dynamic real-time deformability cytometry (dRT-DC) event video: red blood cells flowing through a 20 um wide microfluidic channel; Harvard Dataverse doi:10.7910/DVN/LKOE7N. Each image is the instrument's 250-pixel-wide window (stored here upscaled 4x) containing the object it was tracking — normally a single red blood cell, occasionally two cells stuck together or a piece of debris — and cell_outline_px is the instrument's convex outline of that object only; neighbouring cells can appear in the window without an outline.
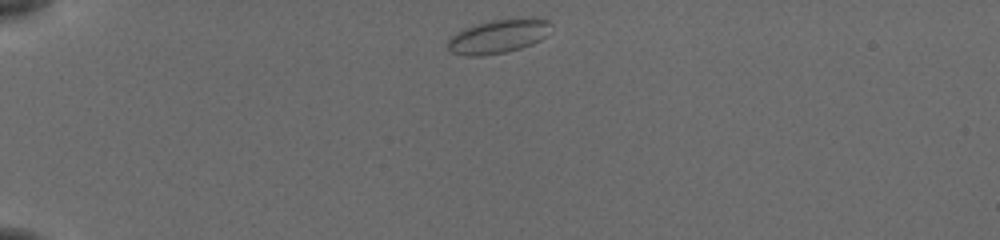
{"species": "common noctule bat (a hibernating species)", "species_latin": "Nyctalus noctula", "temperature_condition": "cold", "stored_images_in_passage": 42, "camera_frame_rate_fps": 3000, "um_per_image_px": 0.085, "animal": {"sex": "female", "body_mass_g": 19.5, "forearm_length_mm": 54.1}, "frame": {"image": 1, "passage_image": 1, "time_ms": 0.0, "image_size_px": [1000, 240], "cell_outline_px": [[552, 32], [540, 40], [532, 44], [520, 48], [504, 52], [480, 56], [468, 56], [452, 52], [448, 48], [448, 40], [456, 32], [472, 24], [492, 20], [532, 16], [548, 20], [552, 24]], "centroid_in_image_um": [42.42, 3.05], "position_along_channel_um": 42.6, "area_um2": 20.81}}
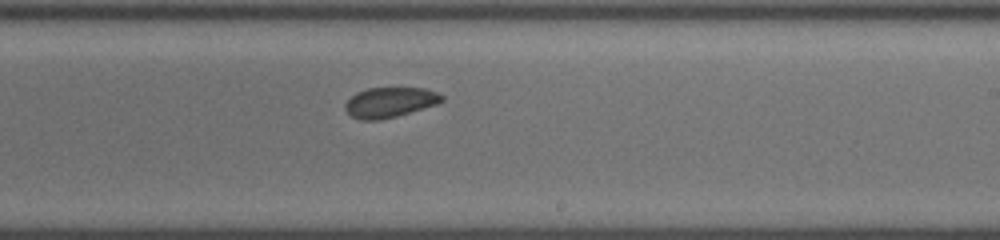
{"frame": {"image": 2, "passage_image": 22, "time_ms": 7.0, "image_size_px": [1000, 240], "cell_outline_px": [[444, 100], [436, 104], [396, 116], [380, 120], [360, 120], [352, 116], [344, 108], [344, 104], [356, 92], [368, 88], [424, 88], [440, 92], [444, 96]], "centroid_in_image_um": [33.14, 8.69], "position_along_channel_um": 255.9, "area_um2": 16.94}}
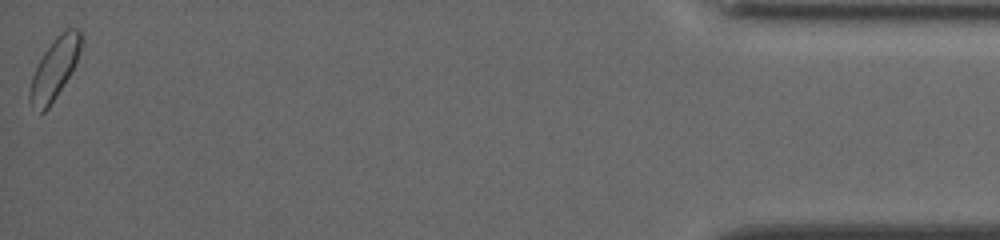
{"frame": {"image": 3, "passage_image": 42, "time_ms": 13.667, "image_size_px": [1000, 240], "cell_outline_px": [[84, 36], [80, 52], [68, 76], [56, 96], [48, 108], [44, 112], [40, 112], [28, 100], [28, 92], [32, 76], [44, 52], [56, 36], [60, 32], [68, 28], [80, 28], [84, 32]], "centroid_in_image_um": [4.66, 5.76], "position_along_channel_um": 430.5, "area_um2": 17.98}, "authors_computed_cell_mechanics": {"area_um2": 17.5134, "velocity_mm_per_s": 3.7824, "shape_relaxation_time_tau1_ms": 4.1227, "shape_relaxation_time_tau2_ms": 2.4791, "deformation_change_tau1": 0.0429, "deformation_change_tau2": 0.0486}}